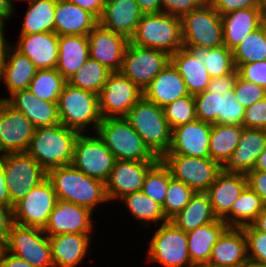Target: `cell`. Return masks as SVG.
<instances>
[{"mask_svg":"<svg viewBox=\"0 0 266 267\" xmlns=\"http://www.w3.org/2000/svg\"><path fill=\"white\" fill-rule=\"evenodd\" d=\"M90 58L87 35L59 36V55L56 70L67 81Z\"/></svg>","mask_w":266,"mask_h":267,"instance_id":"32","label":"cell"},{"mask_svg":"<svg viewBox=\"0 0 266 267\" xmlns=\"http://www.w3.org/2000/svg\"><path fill=\"white\" fill-rule=\"evenodd\" d=\"M237 76L238 72L237 69H235L230 74L211 79L206 91L218 92L219 95L232 91L234 89V84L237 79Z\"/></svg>","mask_w":266,"mask_h":267,"instance_id":"55","label":"cell"},{"mask_svg":"<svg viewBox=\"0 0 266 267\" xmlns=\"http://www.w3.org/2000/svg\"><path fill=\"white\" fill-rule=\"evenodd\" d=\"M207 192H195L188 204L171 221L176 227L188 233L199 226L217 221Z\"/></svg>","mask_w":266,"mask_h":267,"instance_id":"35","label":"cell"},{"mask_svg":"<svg viewBox=\"0 0 266 267\" xmlns=\"http://www.w3.org/2000/svg\"><path fill=\"white\" fill-rule=\"evenodd\" d=\"M25 13L20 35L54 32L57 0H26Z\"/></svg>","mask_w":266,"mask_h":267,"instance_id":"36","label":"cell"},{"mask_svg":"<svg viewBox=\"0 0 266 267\" xmlns=\"http://www.w3.org/2000/svg\"><path fill=\"white\" fill-rule=\"evenodd\" d=\"M116 160L158 161L125 117L103 118L96 130Z\"/></svg>","mask_w":266,"mask_h":267,"instance_id":"3","label":"cell"},{"mask_svg":"<svg viewBox=\"0 0 266 267\" xmlns=\"http://www.w3.org/2000/svg\"><path fill=\"white\" fill-rule=\"evenodd\" d=\"M13 6L12 0H0V20L5 22L14 15Z\"/></svg>","mask_w":266,"mask_h":267,"instance_id":"62","label":"cell"},{"mask_svg":"<svg viewBox=\"0 0 266 267\" xmlns=\"http://www.w3.org/2000/svg\"><path fill=\"white\" fill-rule=\"evenodd\" d=\"M237 72L242 79L266 88V60L240 65Z\"/></svg>","mask_w":266,"mask_h":267,"instance_id":"53","label":"cell"},{"mask_svg":"<svg viewBox=\"0 0 266 267\" xmlns=\"http://www.w3.org/2000/svg\"><path fill=\"white\" fill-rule=\"evenodd\" d=\"M266 147V130L243 128L241 137L233 154L222 166L228 173L247 174L253 170L260 153Z\"/></svg>","mask_w":266,"mask_h":267,"instance_id":"22","label":"cell"},{"mask_svg":"<svg viewBox=\"0 0 266 267\" xmlns=\"http://www.w3.org/2000/svg\"><path fill=\"white\" fill-rule=\"evenodd\" d=\"M5 23L3 20H0V48H6L9 42L7 39L4 37V28H5Z\"/></svg>","mask_w":266,"mask_h":267,"instance_id":"65","label":"cell"},{"mask_svg":"<svg viewBox=\"0 0 266 267\" xmlns=\"http://www.w3.org/2000/svg\"><path fill=\"white\" fill-rule=\"evenodd\" d=\"M171 63L183 78L191 95L206 91L211 77L205 66L185 47L171 55Z\"/></svg>","mask_w":266,"mask_h":267,"instance_id":"34","label":"cell"},{"mask_svg":"<svg viewBox=\"0 0 266 267\" xmlns=\"http://www.w3.org/2000/svg\"><path fill=\"white\" fill-rule=\"evenodd\" d=\"M143 14L162 12L161 0H136Z\"/></svg>","mask_w":266,"mask_h":267,"instance_id":"61","label":"cell"},{"mask_svg":"<svg viewBox=\"0 0 266 267\" xmlns=\"http://www.w3.org/2000/svg\"><path fill=\"white\" fill-rule=\"evenodd\" d=\"M266 205L261 198L247 186L231 207V212L223 219L229 227L241 228L251 224Z\"/></svg>","mask_w":266,"mask_h":267,"instance_id":"38","label":"cell"},{"mask_svg":"<svg viewBox=\"0 0 266 267\" xmlns=\"http://www.w3.org/2000/svg\"><path fill=\"white\" fill-rule=\"evenodd\" d=\"M4 250L34 267H54L49 236L38 227L12 223Z\"/></svg>","mask_w":266,"mask_h":267,"instance_id":"8","label":"cell"},{"mask_svg":"<svg viewBox=\"0 0 266 267\" xmlns=\"http://www.w3.org/2000/svg\"><path fill=\"white\" fill-rule=\"evenodd\" d=\"M187 242V233L171 221L161 223L149 242L147 260L163 267H192Z\"/></svg>","mask_w":266,"mask_h":267,"instance_id":"10","label":"cell"},{"mask_svg":"<svg viewBox=\"0 0 266 267\" xmlns=\"http://www.w3.org/2000/svg\"><path fill=\"white\" fill-rule=\"evenodd\" d=\"M6 48H0V81H3Z\"/></svg>","mask_w":266,"mask_h":267,"instance_id":"66","label":"cell"},{"mask_svg":"<svg viewBox=\"0 0 266 267\" xmlns=\"http://www.w3.org/2000/svg\"><path fill=\"white\" fill-rule=\"evenodd\" d=\"M212 7L220 14L253 7H264L262 0H208Z\"/></svg>","mask_w":266,"mask_h":267,"instance_id":"54","label":"cell"},{"mask_svg":"<svg viewBox=\"0 0 266 267\" xmlns=\"http://www.w3.org/2000/svg\"><path fill=\"white\" fill-rule=\"evenodd\" d=\"M253 170L266 171V147L258 156Z\"/></svg>","mask_w":266,"mask_h":267,"instance_id":"64","label":"cell"},{"mask_svg":"<svg viewBox=\"0 0 266 267\" xmlns=\"http://www.w3.org/2000/svg\"><path fill=\"white\" fill-rule=\"evenodd\" d=\"M228 228L229 226L219 219L188 232L187 247L191 263L208 264L213 246Z\"/></svg>","mask_w":266,"mask_h":267,"instance_id":"33","label":"cell"},{"mask_svg":"<svg viewBox=\"0 0 266 267\" xmlns=\"http://www.w3.org/2000/svg\"><path fill=\"white\" fill-rule=\"evenodd\" d=\"M212 124L198 119L172 129L171 144L165 154L210 157L209 143Z\"/></svg>","mask_w":266,"mask_h":267,"instance_id":"20","label":"cell"},{"mask_svg":"<svg viewBox=\"0 0 266 267\" xmlns=\"http://www.w3.org/2000/svg\"><path fill=\"white\" fill-rule=\"evenodd\" d=\"M223 43L233 51L254 30L266 21L264 7L238 9L221 15Z\"/></svg>","mask_w":266,"mask_h":267,"instance_id":"23","label":"cell"},{"mask_svg":"<svg viewBox=\"0 0 266 267\" xmlns=\"http://www.w3.org/2000/svg\"><path fill=\"white\" fill-rule=\"evenodd\" d=\"M0 206L9 208L10 210H12L13 208V205L10 202L8 186L6 184V178L1 162H0Z\"/></svg>","mask_w":266,"mask_h":267,"instance_id":"60","label":"cell"},{"mask_svg":"<svg viewBox=\"0 0 266 267\" xmlns=\"http://www.w3.org/2000/svg\"><path fill=\"white\" fill-rule=\"evenodd\" d=\"M160 159L173 179L185 183L194 192H207L222 171V166L210 157L164 154Z\"/></svg>","mask_w":266,"mask_h":267,"instance_id":"9","label":"cell"},{"mask_svg":"<svg viewBox=\"0 0 266 267\" xmlns=\"http://www.w3.org/2000/svg\"><path fill=\"white\" fill-rule=\"evenodd\" d=\"M243 126L212 124L210 131V158L223 166L237 147Z\"/></svg>","mask_w":266,"mask_h":267,"instance_id":"37","label":"cell"},{"mask_svg":"<svg viewBox=\"0 0 266 267\" xmlns=\"http://www.w3.org/2000/svg\"><path fill=\"white\" fill-rule=\"evenodd\" d=\"M171 62V56L158 49L128 43L120 72L142 92Z\"/></svg>","mask_w":266,"mask_h":267,"instance_id":"13","label":"cell"},{"mask_svg":"<svg viewBox=\"0 0 266 267\" xmlns=\"http://www.w3.org/2000/svg\"><path fill=\"white\" fill-rule=\"evenodd\" d=\"M27 56L37 70L54 69L59 55V36L55 32L19 35V41L12 45Z\"/></svg>","mask_w":266,"mask_h":267,"instance_id":"21","label":"cell"},{"mask_svg":"<svg viewBox=\"0 0 266 267\" xmlns=\"http://www.w3.org/2000/svg\"><path fill=\"white\" fill-rule=\"evenodd\" d=\"M142 15L136 0H105L99 23L130 41Z\"/></svg>","mask_w":266,"mask_h":267,"instance_id":"26","label":"cell"},{"mask_svg":"<svg viewBox=\"0 0 266 267\" xmlns=\"http://www.w3.org/2000/svg\"><path fill=\"white\" fill-rule=\"evenodd\" d=\"M36 67L25 55L8 44L5 53L3 84L8 89V95L20 90H27L36 74Z\"/></svg>","mask_w":266,"mask_h":267,"instance_id":"31","label":"cell"},{"mask_svg":"<svg viewBox=\"0 0 266 267\" xmlns=\"http://www.w3.org/2000/svg\"><path fill=\"white\" fill-rule=\"evenodd\" d=\"M195 192L185 183L171 178L163 203V211L168 220L178 214L190 201Z\"/></svg>","mask_w":266,"mask_h":267,"instance_id":"46","label":"cell"},{"mask_svg":"<svg viewBox=\"0 0 266 267\" xmlns=\"http://www.w3.org/2000/svg\"><path fill=\"white\" fill-rule=\"evenodd\" d=\"M125 118L157 157L161 158L168 152L172 129L165 118L163 107L142 96Z\"/></svg>","mask_w":266,"mask_h":267,"instance_id":"4","label":"cell"},{"mask_svg":"<svg viewBox=\"0 0 266 267\" xmlns=\"http://www.w3.org/2000/svg\"><path fill=\"white\" fill-rule=\"evenodd\" d=\"M218 92L204 91L194 95L196 117L198 120L210 124H218L219 113Z\"/></svg>","mask_w":266,"mask_h":267,"instance_id":"48","label":"cell"},{"mask_svg":"<svg viewBox=\"0 0 266 267\" xmlns=\"http://www.w3.org/2000/svg\"><path fill=\"white\" fill-rule=\"evenodd\" d=\"M5 100L15 110L22 112L35 128L60 124L57 102L44 101L35 97L28 89L14 92Z\"/></svg>","mask_w":266,"mask_h":267,"instance_id":"24","label":"cell"},{"mask_svg":"<svg viewBox=\"0 0 266 267\" xmlns=\"http://www.w3.org/2000/svg\"><path fill=\"white\" fill-rule=\"evenodd\" d=\"M66 82L56 68L37 70L28 90L39 99L57 102Z\"/></svg>","mask_w":266,"mask_h":267,"instance_id":"43","label":"cell"},{"mask_svg":"<svg viewBox=\"0 0 266 267\" xmlns=\"http://www.w3.org/2000/svg\"><path fill=\"white\" fill-rule=\"evenodd\" d=\"M90 234L68 233L49 236L54 267H76L88 254Z\"/></svg>","mask_w":266,"mask_h":267,"instance_id":"30","label":"cell"},{"mask_svg":"<svg viewBox=\"0 0 266 267\" xmlns=\"http://www.w3.org/2000/svg\"><path fill=\"white\" fill-rule=\"evenodd\" d=\"M248 262L247 239L244 230L229 227L213 246L208 265L244 267Z\"/></svg>","mask_w":266,"mask_h":267,"instance_id":"25","label":"cell"},{"mask_svg":"<svg viewBox=\"0 0 266 267\" xmlns=\"http://www.w3.org/2000/svg\"><path fill=\"white\" fill-rule=\"evenodd\" d=\"M183 47L213 48L223 45L221 15L209 2L181 17Z\"/></svg>","mask_w":266,"mask_h":267,"instance_id":"7","label":"cell"},{"mask_svg":"<svg viewBox=\"0 0 266 267\" xmlns=\"http://www.w3.org/2000/svg\"><path fill=\"white\" fill-rule=\"evenodd\" d=\"M262 2H263V5H264V9L266 11V0H262Z\"/></svg>","mask_w":266,"mask_h":267,"instance_id":"70","label":"cell"},{"mask_svg":"<svg viewBox=\"0 0 266 267\" xmlns=\"http://www.w3.org/2000/svg\"><path fill=\"white\" fill-rule=\"evenodd\" d=\"M251 225L261 232L266 233V207L263 211L256 217V219L251 223Z\"/></svg>","mask_w":266,"mask_h":267,"instance_id":"63","label":"cell"},{"mask_svg":"<svg viewBox=\"0 0 266 267\" xmlns=\"http://www.w3.org/2000/svg\"><path fill=\"white\" fill-rule=\"evenodd\" d=\"M156 162L116 160L105 183L108 200H118L127 194L140 191L148 170Z\"/></svg>","mask_w":266,"mask_h":267,"instance_id":"19","label":"cell"},{"mask_svg":"<svg viewBox=\"0 0 266 267\" xmlns=\"http://www.w3.org/2000/svg\"><path fill=\"white\" fill-rule=\"evenodd\" d=\"M78 132L61 123L51 127L35 128L26 153L46 172L72 163Z\"/></svg>","mask_w":266,"mask_h":267,"instance_id":"2","label":"cell"},{"mask_svg":"<svg viewBox=\"0 0 266 267\" xmlns=\"http://www.w3.org/2000/svg\"><path fill=\"white\" fill-rule=\"evenodd\" d=\"M3 250H4V243L0 241V257H1Z\"/></svg>","mask_w":266,"mask_h":267,"instance_id":"69","label":"cell"},{"mask_svg":"<svg viewBox=\"0 0 266 267\" xmlns=\"http://www.w3.org/2000/svg\"><path fill=\"white\" fill-rule=\"evenodd\" d=\"M192 267H212L208 264H196V265H193Z\"/></svg>","mask_w":266,"mask_h":267,"instance_id":"68","label":"cell"},{"mask_svg":"<svg viewBox=\"0 0 266 267\" xmlns=\"http://www.w3.org/2000/svg\"><path fill=\"white\" fill-rule=\"evenodd\" d=\"M96 135L78 134L74 143L71 164L87 176L106 183L116 158L99 135Z\"/></svg>","mask_w":266,"mask_h":267,"instance_id":"12","label":"cell"},{"mask_svg":"<svg viewBox=\"0 0 266 267\" xmlns=\"http://www.w3.org/2000/svg\"><path fill=\"white\" fill-rule=\"evenodd\" d=\"M12 223V210L0 206V241H2L3 243L6 242L7 235Z\"/></svg>","mask_w":266,"mask_h":267,"instance_id":"58","label":"cell"},{"mask_svg":"<svg viewBox=\"0 0 266 267\" xmlns=\"http://www.w3.org/2000/svg\"><path fill=\"white\" fill-rule=\"evenodd\" d=\"M248 186L247 176L240 173L221 171L207 193L217 219L223 220L230 212L233 203Z\"/></svg>","mask_w":266,"mask_h":267,"instance_id":"27","label":"cell"},{"mask_svg":"<svg viewBox=\"0 0 266 267\" xmlns=\"http://www.w3.org/2000/svg\"><path fill=\"white\" fill-rule=\"evenodd\" d=\"M206 68L211 79L232 73L236 68L233 61V51L224 44L209 49L185 47Z\"/></svg>","mask_w":266,"mask_h":267,"instance_id":"39","label":"cell"},{"mask_svg":"<svg viewBox=\"0 0 266 267\" xmlns=\"http://www.w3.org/2000/svg\"><path fill=\"white\" fill-rule=\"evenodd\" d=\"M34 131L33 123L22 112L0 100V150L3 154L26 152Z\"/></svg>","mask_w":266,"mask_h":267,"instance_id":"16","label":"cell"},{"mask_svg":"<svg viewBox=\"0 0 266 267\" xmlns=\"http://www.w3.org/2000/svg\"><path fill=\"white\" fill-rule=\"evenodd\" d=\"M130 43L171 56L183 47L181 18L164 12L143 14Z\"/></svg>","mask_w":266,"mask_h":267,"instance_id":"5","label":"cell"},{"mask_svg":"<svg viewBox=\"0 0 266 267\" xmlns=\"http://www.w3.org/2000/svg\"><path fill=\"white\" fill-rule=\"evenodd\" d=\"M92 214L93 211L86 207L57 198V203L43 230L47 236L68 233L91 234Z\"/></svg>","mask_w":266,"mask_h":267,"instance_id":"18","label":"cell"},{"mask_svg":"<svg viewBox=\"0 0 266 267\" xmlns=\"http://www.w3.org/2000/svg\"><path fill=\"white\" fill-rule=\"evenodd\" d=\"M56 203V192L51 182L46 178L13 205V222L23 226L44 229Z\"/></svg>","mask_w":266,"mask_h":267,"instance_id":"14","label":"cell"},{"mask_svg":"<svg viewBox=\"0 0 266 267\" xmlns=\"http://www.w3.org/2000/svg\"><path fill=\"white\" fill-rule=\"evenodd\" d=\"M241 228L247 239L248 261L266 266V233L256 230L251 224Z\"/></svg>","mask_w":266,"mask_h":267,"instance_id":"49","label":"cell"},{"mask_svg":"<svg viewBox=\"0 0 266 267\" xmlns=\"http://www.w3.org/2000/svg\"><path fill=\"white\" fill-rule=\"evenodd\" d=\"M57 108L60 123L78 133H86L90 125L96 131L102 120L98 95L67 82L59 95Z\"/></svg>","mask_w":266,"mask_h":267,"instance_id":"6","label":"cell"},{"mask_svg":"<svg viewBox=\"0 0 266 267\" xmlns=\"http://www.w3.org/2000/svg\"><path fill=\"white\" fill-rule=\"evenodd\" d=\"M125 206L131 212L135 219L143 222L145 226H150L149 223L169 221L163 211L162 205L148 197L142 190L127 194L121 199Z\"/></svg>","mask_w":266,"mask_h":267,"instance_id":"40","label":"cell"},{"mask_svg":"<svg viewBox=\"0 0 266 267\" xmlns=\"http://www.w3.org/2000/svg\"><path fill=\"white\" fill-rule=\"evenodd\" d=\"M264 60H266V21L233 50L236 69L243 64Z\"/></svg>","mask_w":266,"mask_h":267,"instance_id":"41","label":"cell"},{"mask_svg":"<svg viewBox=\"0 0 266 267\" xmlns=\"http://www.w3.org/2000/svg\"><path fill=\"white\" fill-rule=\"evenodd\" d=\"M93 14L98 20L102 16L105 0H67Z\"/></svg>","mask_w":266,"mask_h":267,"instance_id":"57","label":"cell"},{"mask_svg":"<svg viewBox=\"0 0 266 267\" xmlns=\"http://www.w3.org/2000/svg\"><path fill=\"white\" fill-rule=\"evenodd\" d=\"M2 157H3V153H2V151L0 150V160H1Z\"/></svg>","mask_w":266,"mask_h":267,"instance_id":"71","label":"cell"},{"mask_svg":"<svg viewBox=\"0 0 266 267\" xmlns=\"http://www.w3.org/2000/svg\"><path fill=\"white\" fill-rule=\"evenodd\" d=\"M189 95L185 82L170 62L145 88L143 97L160 107Z\"/></svg>","mask_w":266,"mask_h":267,"instance_id":"29","label":"cell"},{"mask_svg":"<svg viewBox=\"0 0 266 267\" xmlns=\"http://www.w3.org/2000/svg\"><path fill=\"white\" fill-rule=\"evenodd\" d=\"M142 96L143 92L120 71L111 72L98 95L102 119L126 117Z\"/></svg>","mask_w":266,"mask_h":267,"instance_id":"15","label":"cell"},{"mask_svg":"<svg viewBox=\"0 0 266 267\" xmlns=\"http://www.w3.org/2000/svg\"><path fill=\"white\" fill-rule=\"evenodd\" d=\"M0 162L12 205L47 178V172L26 152L3 154Z\"/></svg>","mask_w":266,"mask_h":267,"instance_id":"11","label":"cell"},{"mask_svg":"<svg viewBox=\"0 0 266 267\" xmlns=\"http://www.w3.org/2000/svg\"><path fill=\"white\" fill-rule=\"evenodd\" d=\"M244 267H266V266H262V265H258L252 262H248Z\"/></svg>","mask_w":266,"mask_h":267,"instance_id":"67","label":"cell"},{"mask_svg":"<svg viewBox=\"0 0 266 267\" xmlns=\"http://www.w3.org/2000/svg\"><path fill=\"white\" fill-rule=\"evenodd\" d=\"M171 178L168 167L159 159L148 170L141 190L152 200L163 206Z\"/></svg>","mask_w":266,"mask_h":267,"instance_id":"44","label":"cell"},{"mask_svg":"<svg viewBox=\"0 0 266 267\" xmlns=\"http://www.w3.org/2000/svg\"><path fill=\"white\" fill-rule=\"evenodd\" d=\"M242 126L266 130V97L245 109Z\"/></svg>","mask_w":266,"mask_h":267,"instance_id":"51","label":"cell"},{"mask_svg":"<svg viewBox=\"0 0 266 267\" xmlns=\"http://www.w3.org/2000/svg\"><path fill=\"white\" fill-rule=\"evenodd\" d=\"M208 0H161L162 12L182 17L203 6Z\"/></svg>","mask_w":266,"mask_h":267,"instance_id":"52","label":"cell"},{"mask_svg":"<svg viewBox=\"0 0 266 267\" xmlns=\"http://www.w3.org/2000/svg\"><path fill=\"white\" fill-rule=\"evenodd\" d=\"M57 198L67 200L94 211L100 203L109 202L103 181L87 176L72 164L47 172Z\"/></svg>","mask_w":266,"mask_h":267,"instance_id":"1","label":"cell"},{"mask_svg":"<svg viewBox=\"0 0 266 267\" xmlns=\"http://www.w3.org/2000/svg\"><path fill=\"white\" fill-rule=\"evenodd\" d=\"M163 109L171 129L197 119L194 95L191 94L176 99Z\"/></svg>","mask_w":266,"mask_h":267,"instance_id":"45","label":"cell"},{"mask_svg":"<svg viewBox=\"0 0 266 267\" xmlns=\"http://www.w3.org/2000/svg\"><path fill=\"white\" fill-rule=\"evenodd\" d=\"M87 36L90 58L98 61L111 72L120 71L125 49L130 41L100 23Z\"/></svg>","mask_w":266,"mask_h":267,"instance_id":"17","label":"cell"},{"mask_svg":"<svg viewBox=\"0 0 266 267\" xmlns=\"http://www.w3.org/2000/svg\"><path fill=\"white\" fill-rule=\"evenodd\" d=\"M99 23L90 12L67 0H57L54 32L62 35H88Z\"/></svg>","mask_w":266,"mask_h":267,"instance_id":"28","label":"cell"},{"mask_svg":"<svg viewBox=\"0 0 266 267\" xmlns=\"http://www.w3.org/2000/svg\"><path fill=\"white\" fill-rule=\"evenodd\" d=\"M248 186L266 205V171L251 170L247 174Z\"/></svg>","mask_w":266,"mask_h":267,"instance_id":"56","label":"cell"},{"mask_svg":"<svg viewBox=\"0 0 266 267\" xmlns=\"http://www.w3.org/2000/svg\"><path fill=\"white\" fill-rule=\"evenodd\" d=\"M0 267H34L27 261L3 250L0 257Z\"/></svg>","mask_w":266,"mask_h":267,"instance_id":"59","label":"cell"},{"mask_svg":"<svg viewBox=\"0 0 266 267\" xmlns=\"http://www.w3.org/2000/svg\"><path fill=\"white\" fill-rule=\"evenodd\" d=\"M245 109L237 101L234 91L219 96L218 124L242 126Z\"/></svg>","mask_w":266,"mask_h":267,"instance_id":"47","label":"cell"},{"mask_svg":"<svg viewBox=\"0 0 266 267\" xmlns=\"http://www.w3.org/2000/svg\"><path fill=\"white\" fill-rule=\"evenodd\" d=\"M111 71L98 61L88 58L67 83L99 95Z\"/></svg>","mask_w":266,"mask_h":267,"instance_id":"42","label":"cell"},{"mask_svg":"<svg viewBox=\"0 0 266 267\" xmlns=\"http://www.w3.org/2000/svg\"><path fill=\"white\" fill-rule=\"evenodd\" d=\"M234 94L244 109L266 97V89L258 84L242 79L239 75L234 84Z\"/></svg>","mask_w":266,"mask_h":267,"instance_id":"50","label":"cell"}]
</instances>
